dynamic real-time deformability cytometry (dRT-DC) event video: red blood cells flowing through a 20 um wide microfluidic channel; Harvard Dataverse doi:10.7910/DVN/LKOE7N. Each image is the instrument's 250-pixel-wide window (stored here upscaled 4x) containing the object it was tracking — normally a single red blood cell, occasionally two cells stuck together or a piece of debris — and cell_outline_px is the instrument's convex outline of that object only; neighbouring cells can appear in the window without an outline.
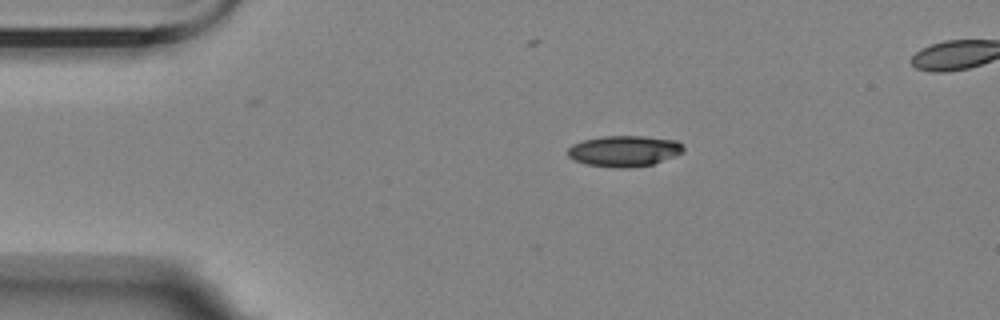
{"species": "Egyptian fruit bat (a non-hibernating species)", "species_latin": "Rousettus aegyptiacus", "temperature_condition": "room temperature", "stored_images_in_passage": 7, "camera_frame_rate_fps": 3000, "um_per_image_px": 0.085, "animal": {"sex": "female"}, "frame": {"image": 1, "passage_image": 1, "time_ms": 0.0, "image_size_px": [1000, 320], "cell_outline_px": [[684, 152], [676, 156], [652, 164], [628, 168], [620, 168], [588, 164], [576, 160], [568, 156], [568, 148], [572, 144], [584, 140], [604, 136], [644, 136], [676, 140], [684, 144]], "centroid_in_image_um": [53.11, 12.83], "position_along_channel_um": 31.9, "area_um2": 20.81}}
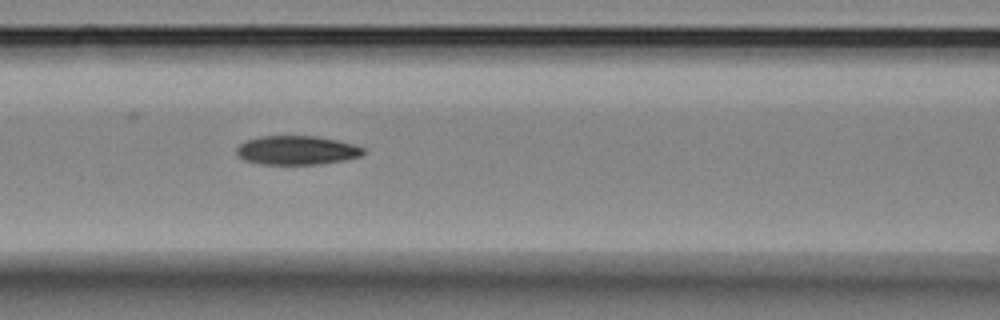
{"frame": {"image": 2, "passage_image": 5, "time_ms": 4.333, "image_size_px": [1000, 320], "cell_outline_px": [[364, 152], [360, 156], [344, 160], [316, 164], [264, 164], [244, 160], [236, 152], [236, 148], [240, 144], [248, 140], [260, 136], [316, 136], [336, 140], [352, 144], [364, 148]], "centroid_in_image_um": [25.21, 12.77], "position_along_channel_um": 141.4, "area_um2": 21.1}}
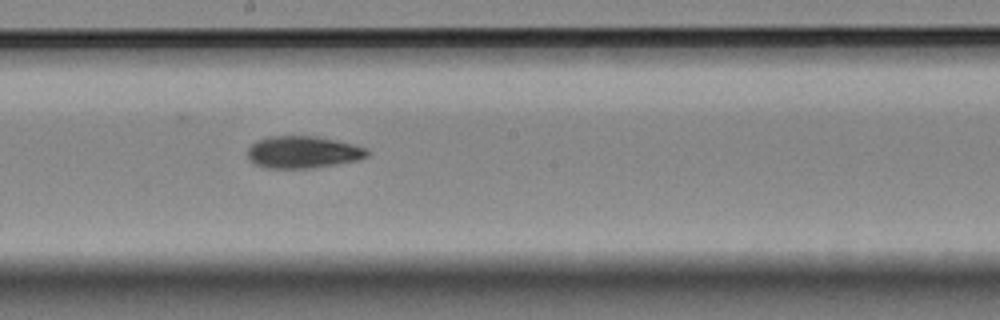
{"frame": {"image": 3, "passage_image": 7, "time_ms": 6.667, "image_size_px": [1000, 320], "cell_outline_px": [[368, 156], [360, 160], [336, 164], [308, 168], [268, 168], [256, 164], [248, 156], [248, 148], [252, 144], [260, 140], [272, 136], [316, 136], [352, 144], [364, 148], [368, 152]], "centroid_in_image_um": [25.77, 12.93], "position_along_channel_um": 222.4, "area_um2": 21.96}}